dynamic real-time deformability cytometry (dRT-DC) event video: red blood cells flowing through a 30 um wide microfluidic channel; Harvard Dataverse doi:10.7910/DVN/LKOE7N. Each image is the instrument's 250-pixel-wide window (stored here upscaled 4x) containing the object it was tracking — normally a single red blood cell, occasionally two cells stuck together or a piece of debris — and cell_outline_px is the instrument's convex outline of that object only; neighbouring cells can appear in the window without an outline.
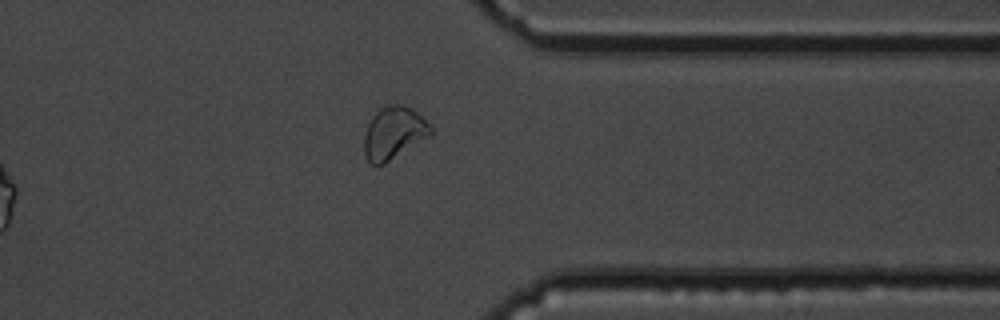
{"species": "common noctule bat (a hibernating species)", "species_latin": "Nyctalus noctula", "temperature_condition": "cold", "stored_images_in_passage": 14, "segment_of_instrument_passage": [2, 2], "camera_frame_rate_fps": 3000, "um_per_image_px": 0.085, "animal": {"sex": "male", "body_mass_g": 19.5, "forearm_length_mm": 54.6}, "frame": {"image": 1, "passage_image": 14, "time_ms": 16.667, "image_size_px": [1000, 320], "cell_outline_px": [[432, 132], [428, 136], [384, 164], [372, 164], [368, 160], [364, 152], [364, 136], [368, 124], [372, 116], [380, 108], [388, 104], [404, 104], [412, 108], [432, 128]], "centroid_in_image_um": [33.44, 11.27], "position_along_channel_um": 378.0, "area_um2": 19.94}}